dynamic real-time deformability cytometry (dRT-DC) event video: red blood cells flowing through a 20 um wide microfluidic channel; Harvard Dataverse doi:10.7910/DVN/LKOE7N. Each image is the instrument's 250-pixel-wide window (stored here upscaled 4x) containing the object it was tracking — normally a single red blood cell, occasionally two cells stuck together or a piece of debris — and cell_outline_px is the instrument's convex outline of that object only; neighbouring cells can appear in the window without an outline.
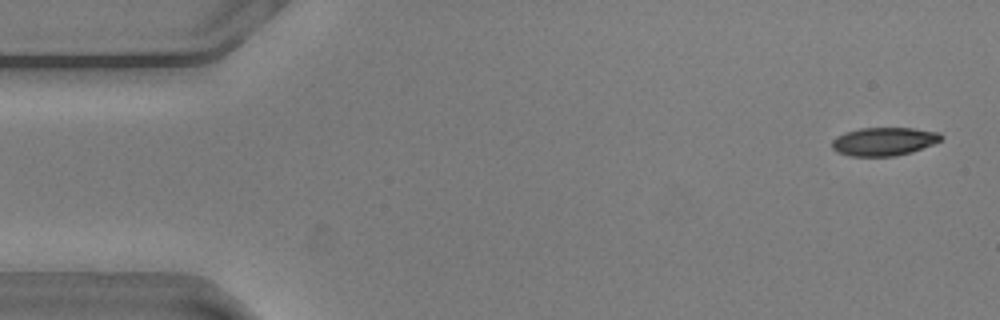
{"species": "common noctule bat (a hibernating species)", "species_latin": "Nyctalus noctula", "temperature_condition": "warm", "stored_images_in_passage": 55, "camera_frame_rate_fps": 3000, "um_per_image_px": 0.085, "animal": {"sex": "male", "body_mass_g": 20.5, "forearm_length_mm": 52.5}, "frame": {"image": 1, "passage_image": 2, "time_ms": 0.333, "image_size_px": [1000, 320], "cell_outline_px": [[944, 136], [940, 140], [932, 144], [912, 152], [896, 156], [852, 156], [836, 152], [832, 148], [832, 140], [836, 136], [844, 132], [860, 128], [912, 128], [940, 132]], "centroid_in_image_um": [75.11, 12.02], "position_along_channel_um": 9.9, "area_um2": 18.09}}
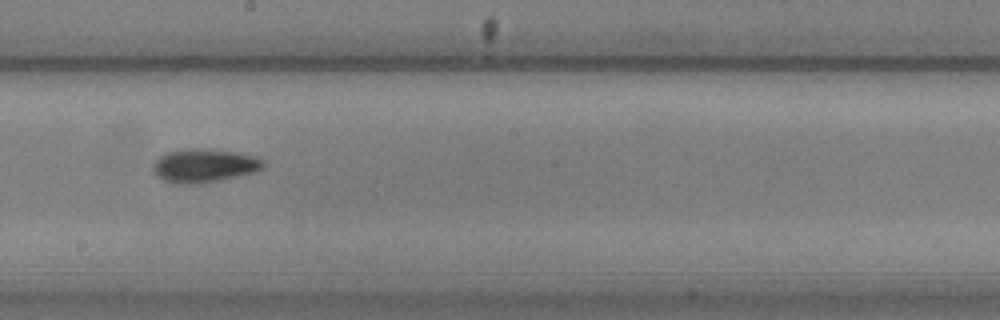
{"frame": {"image": 2, "passage_image": 30, "time_ms": 9.667, "image_size_px": [1000, 320], "cell_outline_px": [[264, 168], [256, 172], [196, 184], [176, 184], [164, 180], [156, 176], [152, 168], [152, 164], [160, 156], [168, 152], [188, 148], [208, 148], [236, 152], [252, 156], [264, 160]], "centroid_in_image_um": [17.33, 14.07], "position_along_channel_um": 230.9, "area_um2": 21.56}}
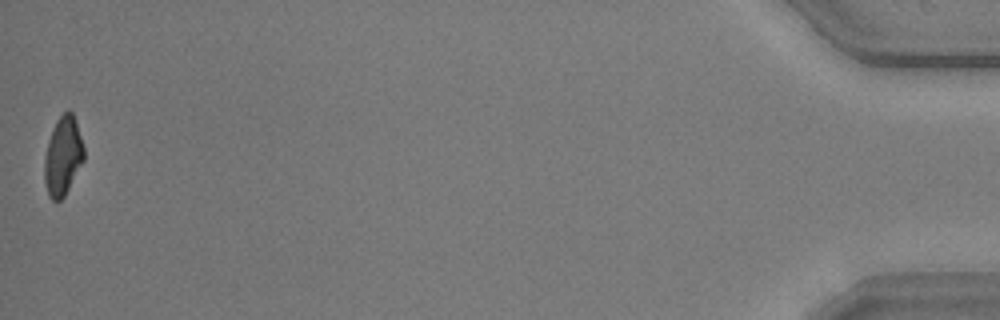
{"frame": {"image": 3, "passage_image": 55, "time_ms": 18.0, "image_size_px": [1000, 320], "cell_outline_px": [[84, 160], [64, 196], [60, 200], [52, 200], [48, 196], [44, 180], [44, 156], [48, 140], [56, 120], [68, 108], [72, 112], [84, 148]], "centroid_in_image_um": [5.33, 13.27], "position_along_channel_um": 429.9, "area_um2": 18.03}, "authors_computed_cell_mechanics": {"area_um2": 19.363, "velocity_mm_per_s": 3.6189, "shape_relaxation_time_tau1_ms": 7.5432, "shape_relaxation_time_tau2_ms": null, "deformation_change_tau1": 0.2112, "deformation_change_tau2": null}}